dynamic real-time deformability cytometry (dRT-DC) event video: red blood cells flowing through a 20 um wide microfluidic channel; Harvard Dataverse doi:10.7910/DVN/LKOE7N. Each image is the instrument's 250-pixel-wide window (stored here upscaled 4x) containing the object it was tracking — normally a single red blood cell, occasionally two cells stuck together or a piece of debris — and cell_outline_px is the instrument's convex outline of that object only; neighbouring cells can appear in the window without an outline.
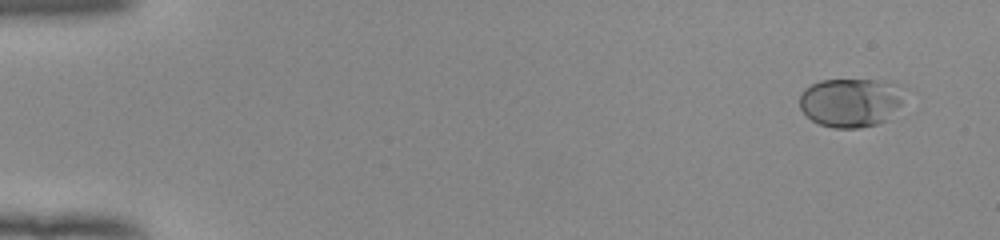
{"species": "human", "species_latin": "Homo sapiens", "temperature_condition": "room temperature", "stored_images_in_passage": 51, "camera_frame_rate_fps": 3000, "um_per_image_px": 0.085, "donor": {"sex": "female"}, "frame": {"image": 1, "passage_image": 1, "time_ms": 0.0, "image_size_px": [1000, 240], "cell_outline_px": [[900, 104], [884, 120], [876, 124], [856, 128], [832, 128], [820, 124], [812, 120], [800, 108], [800, 92], [804, 88], [820, 80], [884, 80], [900, 100]], "centroid_in_image_um": [72.12, 8.73], "position_along_channel_um": 12.9, "area_um2": 28.55}}
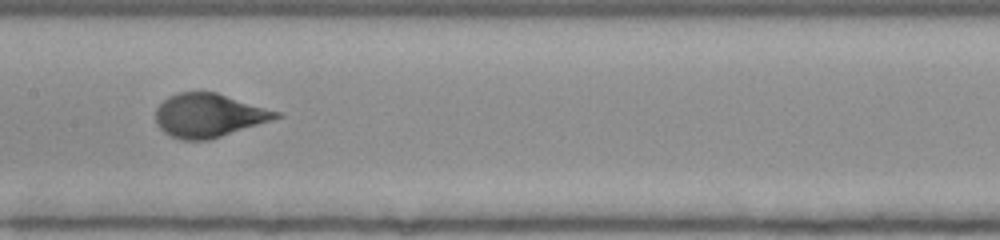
{"frame": {"image": 2, "passage_image": 26, "time_ms": 8.333, "image_size_px": [1000, 240], "cell_outline_px": [[284, 116], [208, 140], [180, 140], [164, 132], [156, 124], [156, 108], [168, 96], [176, 92], [216, 92], [280, 112]], "centroid_in_image_um": [17.72, 9.8], "position_along_channel_um": 189.7, "area_um2": 30.4}}
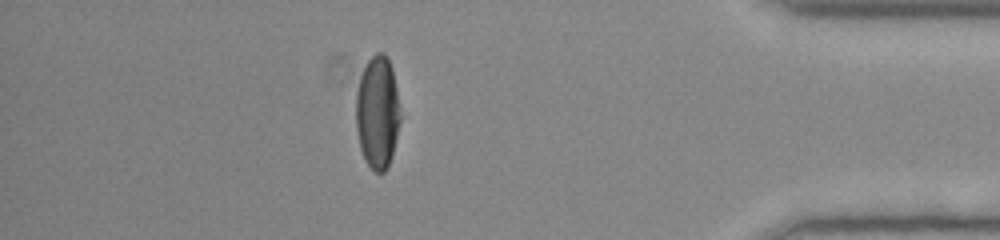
{"frame": {"image": 3, "passage_image": 45, "time_ms": 14.667, "image_size_px": [1000, 240], "cell_outline_px": [[400, 120], [392, 156], [384, 172], [376, 172], [368, 164], [360, 148], [356, 128], [356, 92], [360, 76], [368, 60], [376, 52], [384, 52], [392, 68], [400, 108]], "centroid_in_image_um": [32.08, 9.52], "position_along_channel_um": 403.1, "area_um2": 28.96}, "authors_computed_cell_mechanics": {"area_um2": 29.3624, "velocity_mm_per_s": 3.9232, "shape_relaxation_time_tau1_ms": 3.5571, "shape_relaxation_time_tau2_ms": null, "deformation_change_tau1": 0.1845, "deformation_change_tau2": null}}